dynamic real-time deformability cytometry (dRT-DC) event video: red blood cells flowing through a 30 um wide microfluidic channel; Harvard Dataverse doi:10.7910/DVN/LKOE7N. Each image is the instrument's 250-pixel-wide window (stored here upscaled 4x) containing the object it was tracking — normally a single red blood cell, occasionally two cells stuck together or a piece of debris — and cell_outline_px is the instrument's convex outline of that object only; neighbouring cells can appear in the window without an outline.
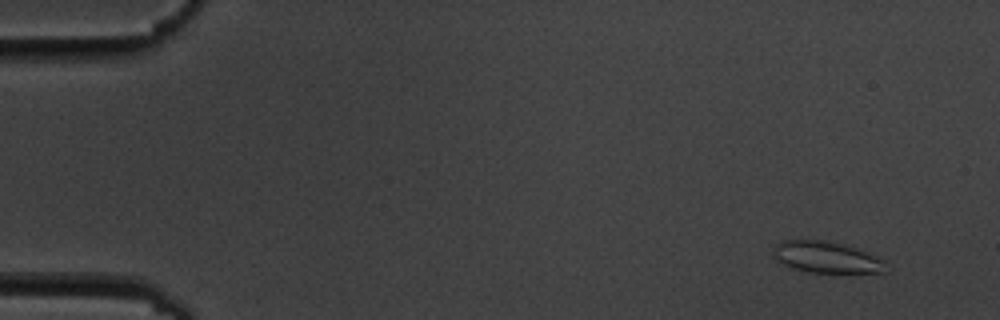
{"species": "common noctule bat (a hibernating species)", "species_latin": "Nyctalus noctula", "temperature_condition": "cold", "stored_images_in_passage": 10, "camera_frame_rate_fps": 3000, "um_per_image_px": 0.085, "animal": {"sex": "male", "body_mass_g": 19.5, "forearm_length_mm": 54.6}, "frame": {"image": 1, "passage_image": 2, "time_ms": 1.333, "image_size_px": [1000, 320], "cell_outline_px": [[892, 268], [888, 272], [808, 272], [792, 268], [776, 260], [772, 256], [776, 244], [780, 240], [824, 240], [844, 244], [868, 252], [888, 260]], "centroid_in_image_um": [70.35, 21.87], "position_along_channel_um": 14.7, "area_um2": 21.1}}
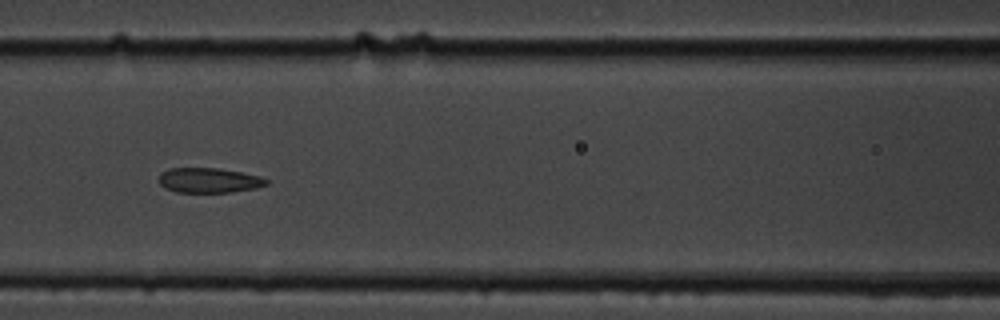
{"frame": {"image": 2, "passage_image": 8, "time_ms": 8.333, "image_size_px": [1000, 320], "cell_outline_px": [[268, 184], [256, 188], [232, 192], [176, 192], [164, 188], [160, 184], [160, 172], [168, 168], [216, 168], [240, 172], [260, 176], [268, 180]], "centroid_in_image_um": [17.75, 15.33], "position_along_channel_um": 148.9, "area_um2": 15.61}}
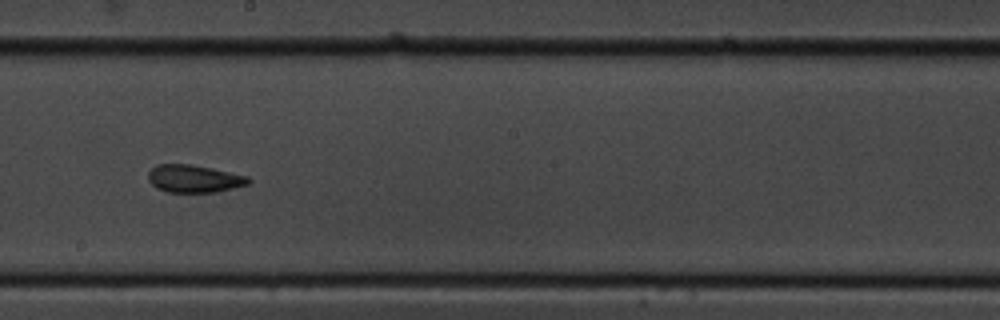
{"frame": {"image": 3, "passage_image": 10, "time_ms": 10.667, "image_size_px": [1000, 320], "cell_outline_px": [[252, 180], [248, 184], [216, 192], [168, 192], [156, 188], [148, 180], [148, 172], [156, 164], [188, 164], [212, 168], [248, 176]], "centroid_in_image_um": [16.48, 15.18], "position_along_channel_um": 231.7, "area_um2": 16.13}}